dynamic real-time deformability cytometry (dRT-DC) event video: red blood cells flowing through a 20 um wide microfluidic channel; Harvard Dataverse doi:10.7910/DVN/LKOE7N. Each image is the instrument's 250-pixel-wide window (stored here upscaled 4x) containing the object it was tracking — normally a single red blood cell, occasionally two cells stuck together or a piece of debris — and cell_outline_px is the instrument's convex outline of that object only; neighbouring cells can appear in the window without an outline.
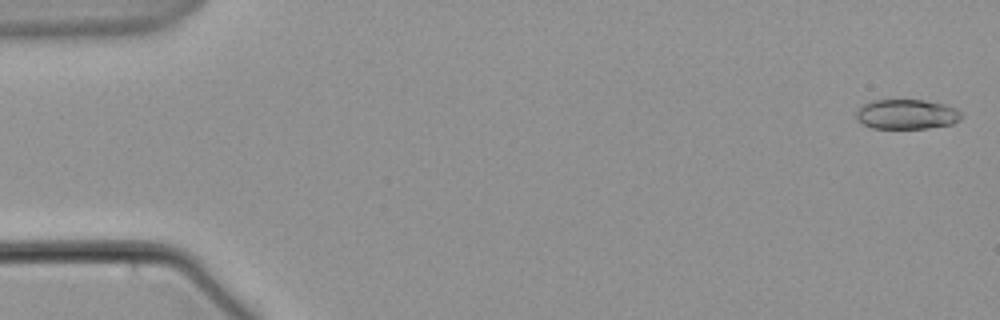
{"species": "common noctule bat (a hibernating species)", "species_latin": "Nyctalus noctula", "temperature_condition": "warm", "stored_images_in_passage": 5, "camera_frame_rate_fps": 3000, "um_per_image_px": 0.085, "animal": {"sex": "male", "body_mass_g": 21.5, "forearm_length_mm": 52.0}, "frame": {"image": 1, "passage_image": 1, "time_ms": 0.0, "image_size_px": [1000, 320], "cell_outline_px": [[960, 120], [952, 124], [928, 128], [872, 128], [856, 120], [856, 112], [864, 104], [872, 100], [924, 100], [944, 104], [956, 108], [960, 112]], "centroid_in_image_um": [77.06, 9.71], "position_along_channel_um": 7.9, "area_um2": 18.21}}
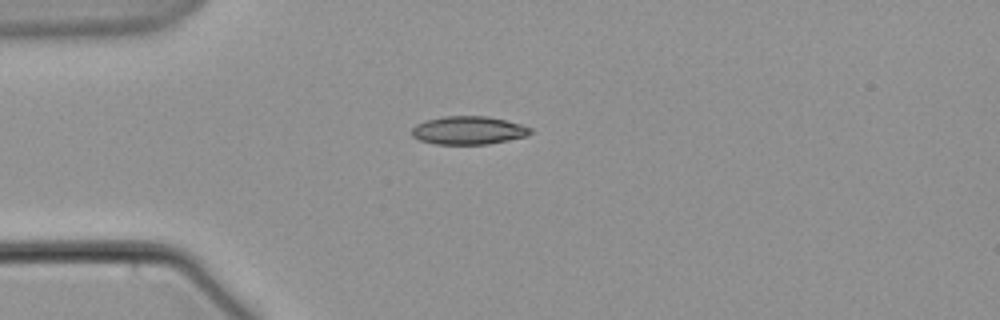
{"frame": {"image": 2, "passage_image": 5, "time_ms": 5.0, "image_size_px": [1000, 320], "cell_outline_px": [[532, 132], [528, 136], [488, 144], [436, 144], [420, 140], [412, 136], [412, 128], [416, 124], [428, 120], [444, 116], [488, 116], [520, 124], [532, 128]], "centroid_in_image_um": [39.83, 11.08], "position_along_channel_um": 45.2, "area_um2": 19.42}}